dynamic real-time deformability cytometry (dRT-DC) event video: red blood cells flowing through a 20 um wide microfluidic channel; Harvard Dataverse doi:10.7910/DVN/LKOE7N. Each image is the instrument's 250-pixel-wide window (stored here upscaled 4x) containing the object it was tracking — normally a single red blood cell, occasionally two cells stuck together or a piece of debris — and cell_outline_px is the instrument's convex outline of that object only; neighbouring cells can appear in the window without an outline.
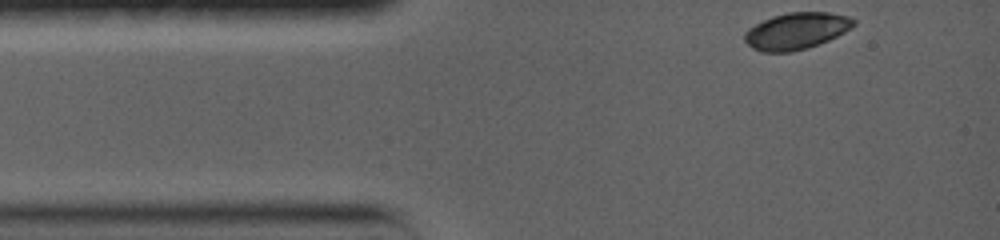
{"species": "common noctule bat (a hibernating species)", "species_latin": "Nyctalus noctula", "temperature_condition": "warm", "stored_images_in_passage": 68, "camera_frame_rate_fps": 5000, "um_per_image_px": 0.085, "animal": {"sex": "female", "body_mass_g": 19.0, "forearm_length_mm": 56.7}, "frame": {"image": 1, "passage_image": 1, "time_ms": 0.0, "image_size_px": [1000, 240], "cell_outline_px": [[856, 24], [852, 28], [828, 40], [808, 48], [792, 52], [760, 52], [752, 48], [744, 40], [744, 32], [748, 28], [772, 16], [788, 12], [828, 12], [848, 16], [856, 20]], "centroid_in_image_um": [67.69, 2.63], "position_along_channel_um": 17.3, "area_um2": 23.41}}
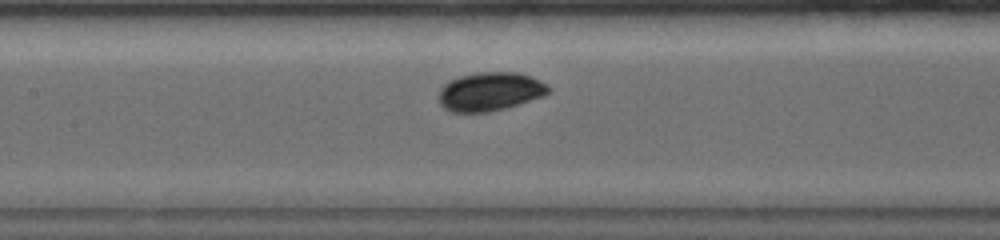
{"frame": {"image": 2, "passage_image": 34, "time_ms": 5.4, "image_size_px": [1000, 240], "cell_outline_px": [[552, 88], [544, 96], [504, 108], [488, 112], [452, 112], [444, 108], [440, 104], [440, 88], [444, 84], [460, 76], [476, 72], [520, 72], [548, 84]], "centroid_in_image_um": [41.67, 7.77], "position_along_channel_um": 165.7, "area_um2": 24.62}}
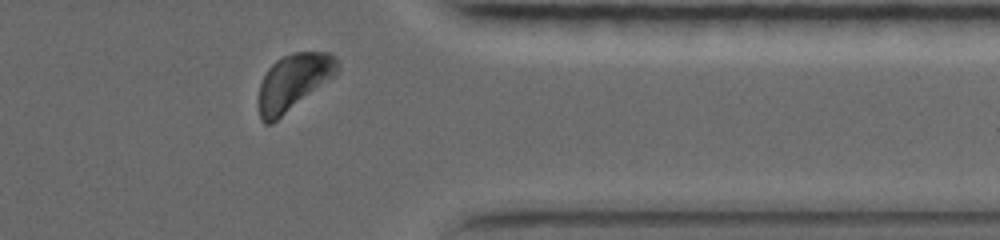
{"frame": {"image": 3, "passage_image": 62, "time_ms": 11.8, "image_size_px": [1000, 240], "cell_outline_px": [[340, 68], [336, 76], [272, 124], [264, 124], [260, 120], [260, 84], [268, 68], [276, 60], [292, 52], [328, 52], [336, 56]], "centroid_in_image_um": [25.0, 6.97], "position_along_channel_um": 386.4, "area_um2": 26.01}, "authors_computed_cell_mechanics": {"area_um2": 24.9407, "velocity_mm_per_s": 3.5552, "shape_relaxation_time_tau1_ms": 2.8991, "shape_relaxation_time_tau2_ms": null, "deformation_change_tau1": 0.1865, "deformation_change_tau2": null}}